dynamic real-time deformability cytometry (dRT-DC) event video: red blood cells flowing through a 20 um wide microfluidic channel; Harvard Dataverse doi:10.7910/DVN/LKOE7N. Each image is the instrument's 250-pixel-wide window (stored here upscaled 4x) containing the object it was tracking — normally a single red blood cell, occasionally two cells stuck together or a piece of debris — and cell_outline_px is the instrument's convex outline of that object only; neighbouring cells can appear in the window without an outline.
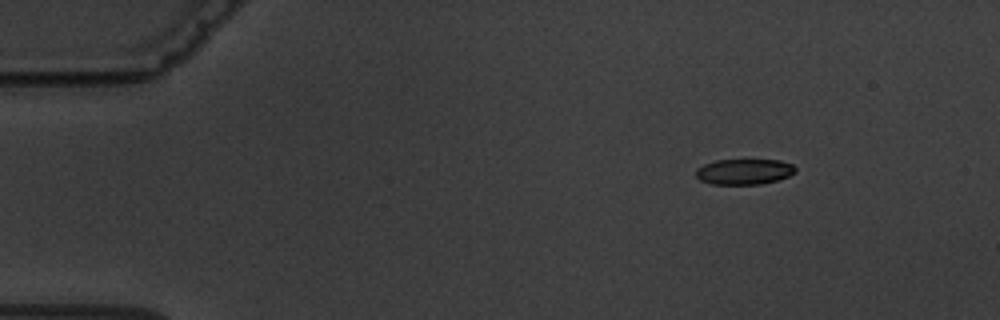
{"species": "common noctule bat (a hibernating species)", "species_latin": "Nyctalus noctula", "temperature_condition": "warm", "stored_images_in_passage": 8, "camera_frame_rate_fps": 3000, "um_per_image_px": 0.085, "animal": {"sex": "male", "body_mass_g": 19.5, "forearm_length_mm": 54.6}, "frame": {"image": 1, "passage_image": 1, "time_ms": 0.0, "image_size_px": [1000, 320], "cell_outline_px": [[796, 172], [788, 176], [776, 180], [760, 184], [712, 184], [700, 180], [696, 176], [696, 168], [704, 164], [716, 160], [780, 160], [792, 164], [796, 168]], "centroid_in_image_um": [63.24, 14.58], "position_along_channel_um": 21.8, "area_um2": 14.8}}
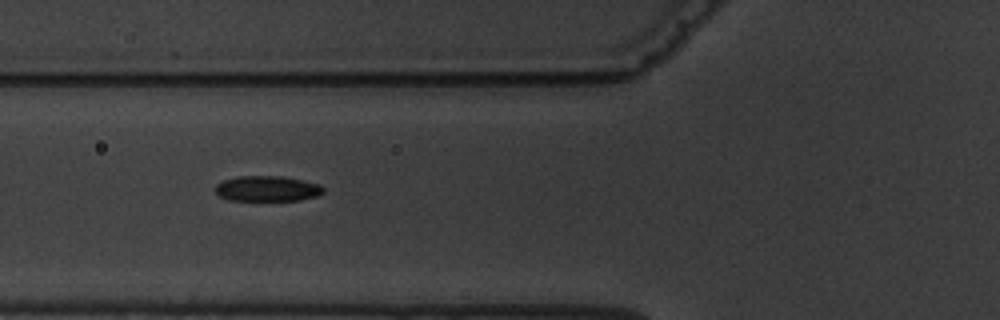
{"frame": {"image": 2, "passage_image": 5, "time_ms": 4.667, "image_size_px": [1000, 320], "cell_outline_px": [[324, 192], [316, 196], [300, 200], [228, 200], [220, 196], [212, 188], [216, 184], [224, 180], [236, 176], [284, 176], [304, 180], [320, 184], [324, 188]], "centroid_in_image_um": [22.7, 16.02], "position_along_channel_um": 103.1, "area_um2": 16.18}}
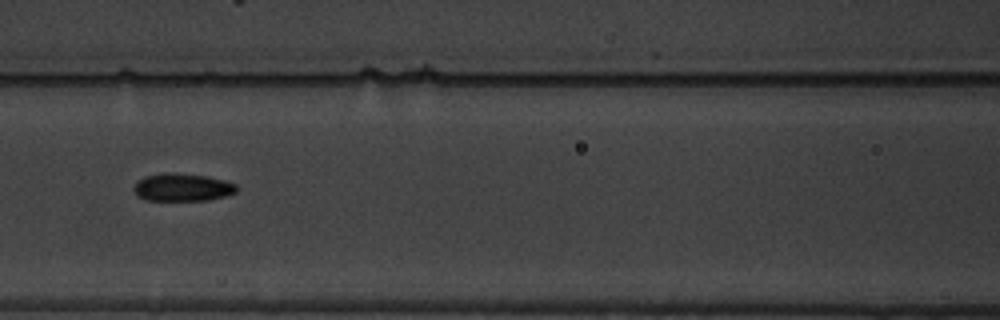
{"frame": {"image": 3, "passage_image": 6, "time_ms": 6.0, "image_size_px": [1000, 320], "cell_outline_px": [[240, 188], [236, 192], [224, 196], [208, 200], [148, 200], [136, 196], [132, 188], [144, 176], [164, 172], [168, 172], [208, 176], [224, 180], [236, 184]], "centroid_in_image_um": [15.51, 15.92], "position_along_channel_um": 151.1, "area_um2": 16.7}}